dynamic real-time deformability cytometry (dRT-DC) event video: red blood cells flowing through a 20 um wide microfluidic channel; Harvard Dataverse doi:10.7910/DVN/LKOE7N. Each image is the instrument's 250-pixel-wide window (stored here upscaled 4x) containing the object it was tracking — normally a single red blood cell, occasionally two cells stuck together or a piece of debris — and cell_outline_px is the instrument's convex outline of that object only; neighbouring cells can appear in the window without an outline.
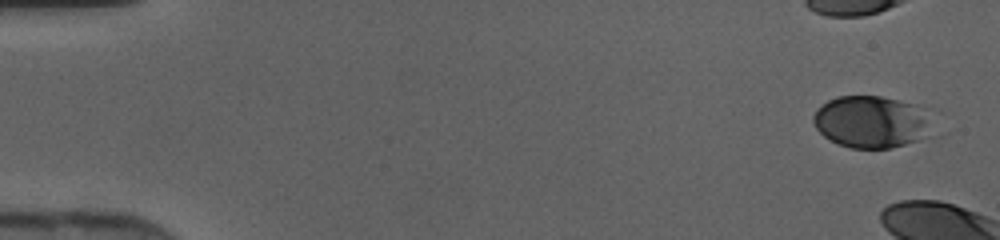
{"species": "human", "species_latin": "Homo sapiens", "temperature_condition": "cold", "stored_images_in_passage": 8, "camera_frame_rate_fps": 3000, "um_per_image_px": 0.085, "donor": {"sex": "female"}, "frame": {"image": 1, "passage_image": 1, "time_ms": 0.0, "image_size_px": [1000, 240], "cell_outline_px": [[924, 120], [916, 140], [892, 148], [848, 148], [836, 144], [824, 136], [816, 128], [812, 120], [812, 116], [828, 100], [836, 96], [880, 96], [912, 104]], "centroid_in_image_um": [73.79, 10.36], "position_along_channel_um": 11.2, "area_um2": 34.04}}